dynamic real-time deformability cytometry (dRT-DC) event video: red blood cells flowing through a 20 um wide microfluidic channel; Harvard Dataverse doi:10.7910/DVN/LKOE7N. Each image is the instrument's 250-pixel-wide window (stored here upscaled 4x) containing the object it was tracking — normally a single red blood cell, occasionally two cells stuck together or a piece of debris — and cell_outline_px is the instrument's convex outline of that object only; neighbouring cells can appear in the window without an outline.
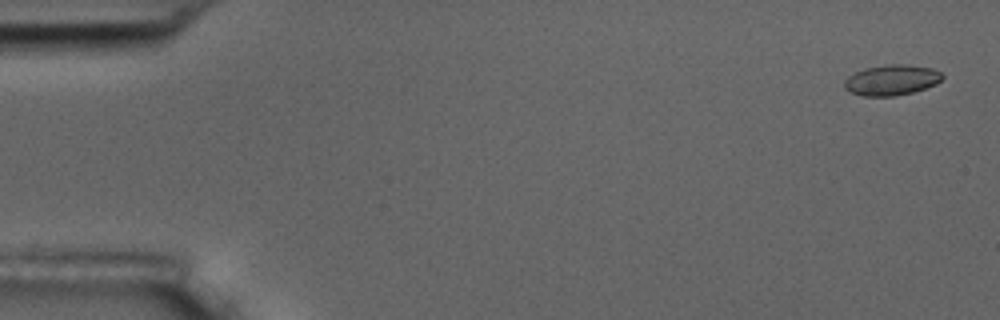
{"species": "common noctule bat (a hibernating species)", "species_latin": "Nyctalus noctula", "temperature_condition": "room temperature", "stored_images_in_passage": 11, "camera_frame_rate_fps": 3000, "um_per_image_px": 0.085, "animal": {"sex": "male", "body_mass_g": 17.5, "forearm_length_mm": 52.3}, "frame": {"image": 1, "passage_image": 1, "time_ms": 0.0, "image_size_px": [1000, 320], "cell_outline_px": [[944, 76], [936, 84], [912, 92], [892, 96], [864, 96], [852, 92], [844, 88], [844, 80], [848, 76], [864, 68], [888, 64], [908, 64], [932, 68], [940, 72]], "centroid_in_image_um": [75.78, 6.79], "position_along_channel_um": 9.2, "area_um2": 17.34}}
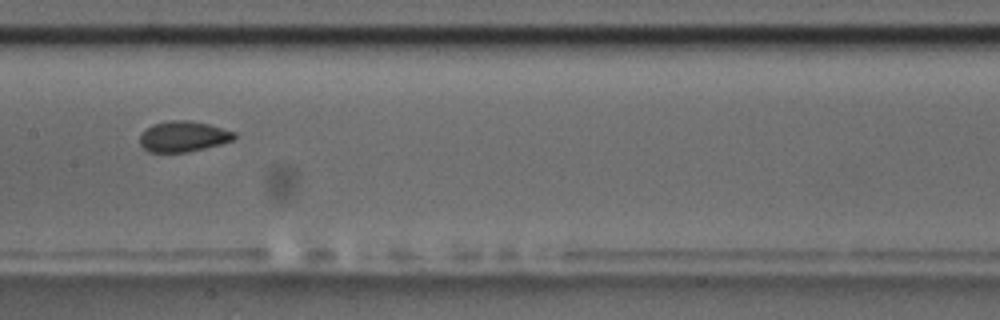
{"frame": {"image": 2, "passage_image": 8, "time_ms": 9.0, "image_size_px": [1000, 320], "cell_outline_px": [[236, 136], [232, 140], [220, 144], [188, 152], [148, 152], [140, 144], [140, 136], [152, 124], [168, 120], [192, 120], [208, 124], [236, 132]], "centroid_in_image_um": [15.58, 11.59], "position_along_channel_um": 191.8, "area_um2": 16.82}}
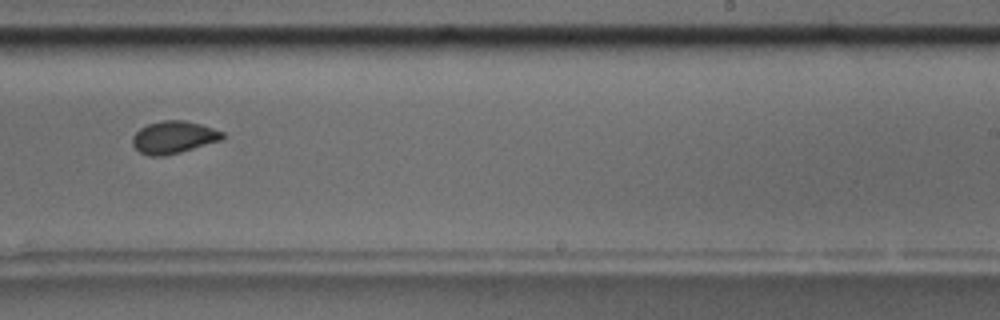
{"frame": {"image": 3, "passage_image": 10, "time_ms": 11.333, "image_size_px": [1000, 320], "cell_outline_px": [[224, 140], [180, 152], [164, 156], [148, 156], [140, 152], [132, 144], [132, 136], [140, 128], [148, 124], [160, 120], [184, 120], [200, 124], [224, 132]], "centroid_in_image_um": [14.76, 11.67], "position_along_channel_um": 274.2, "area_um2": 17.11}}